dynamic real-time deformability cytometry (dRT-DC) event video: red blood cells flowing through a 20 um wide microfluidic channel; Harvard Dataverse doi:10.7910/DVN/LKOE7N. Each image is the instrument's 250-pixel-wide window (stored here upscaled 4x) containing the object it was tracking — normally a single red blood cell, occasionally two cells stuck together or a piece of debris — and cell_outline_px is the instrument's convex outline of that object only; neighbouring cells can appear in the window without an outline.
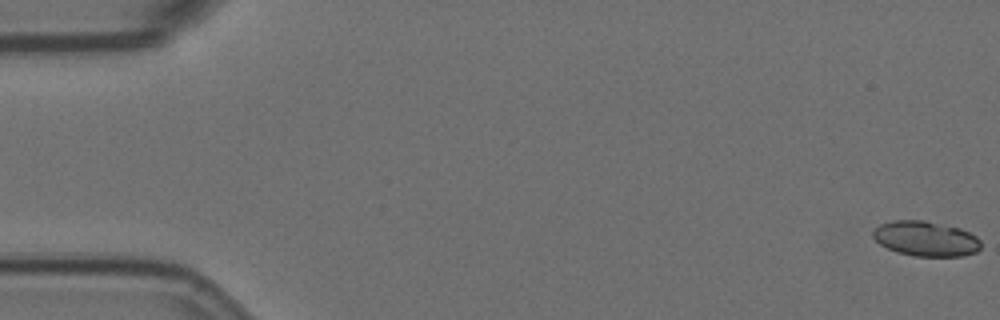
{"species": "Egyptian fruit bat (a non-hibernating species)", "species_latin": "Rousettus aegyptiacus", "temperature_condition": "room temperature", "stored_images_in_passage": 58, "camera_frame_rate_fps": 3000, "um_per_image_px": 0.085, "animal": {"sex": "female"}, "frame": {"image": 1, "passage_image": 1, "time_ms": 0.0, "image_size_px": [1000, 320], "cell_outline_px": [[980, 248], [976, 252], [964, 256], [912, 256], [896, 252], [880, 244], [872, 236], [872, 232], [880, 224], [892, 220], [924, 220], [960, 228], [976, 236], [980, 240]], "centroid_in_image_um": [78.68, 20.29], "position_along_channel_um": 6.3, "area_um2": 22.08}}
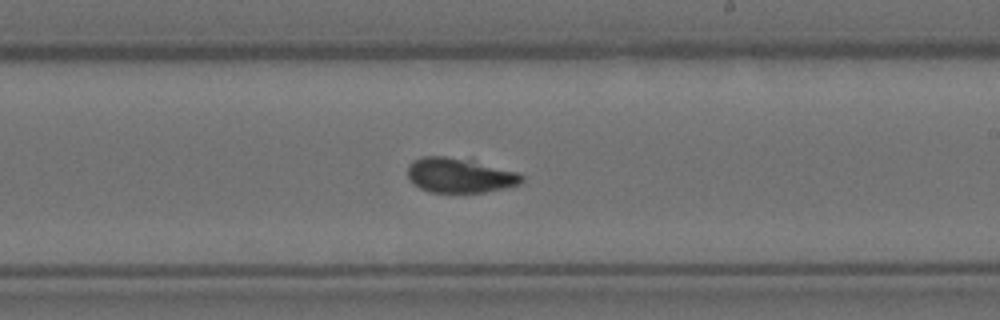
{"frame": {"image": 2, "passage_image": 34, "time_ms": 11.0, "image_size_px": [1000, 320], "cell_outline_px": [[524, 180], [520, 184], [504, 188], [484, 192], [428, 192], [412, 184], [408, 180], [408, 164], [412, 160], [424, 156], [444, 156], [472, 160], [516, 172], [524, 176]], "centroid_in_image_um": [39.03, 14.9], "position_along_channel_um": 250.0, "area_um2": 23.18}}
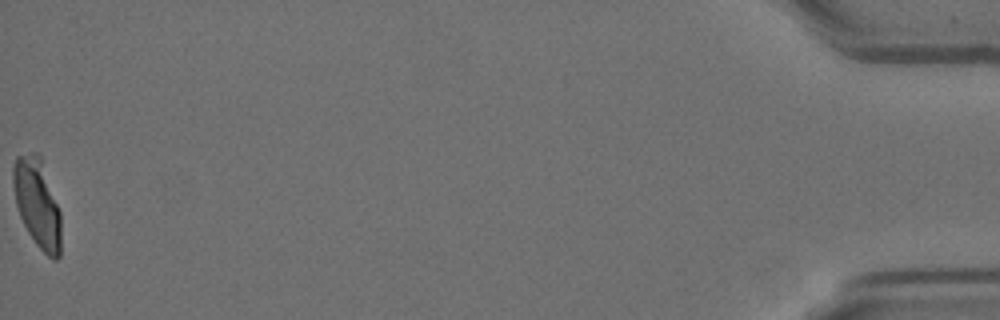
{"frame": {"image": 3, "passage_image": 58, "time_ms": 19.0, "image_size_px": [1000, 320], "cell_outline_px": [[60, 256], [56, 260], [52, 260], [36, 244], [28, 232], [20, 216], [16, 204], [12, 184], [12, 168], [16, 156], [32, 152], [36, 152], [40, 156], [60, 212]], "centroid_in_image_um": [3.15, 17.26], "position_along_channel_um": 432.1, "area_um2": 24.57}, "authors_computed_cell_mechanics": {"area_um2": 24.0448, "velocity_mm_per_s": 3.563, "shape_relaxation_time_tau1_ms": null, "shape_relaxation_time_tau2_ms": 3.4313, "deformation_change_tau1": null, "deformation_change_tau2": 0.0532}}